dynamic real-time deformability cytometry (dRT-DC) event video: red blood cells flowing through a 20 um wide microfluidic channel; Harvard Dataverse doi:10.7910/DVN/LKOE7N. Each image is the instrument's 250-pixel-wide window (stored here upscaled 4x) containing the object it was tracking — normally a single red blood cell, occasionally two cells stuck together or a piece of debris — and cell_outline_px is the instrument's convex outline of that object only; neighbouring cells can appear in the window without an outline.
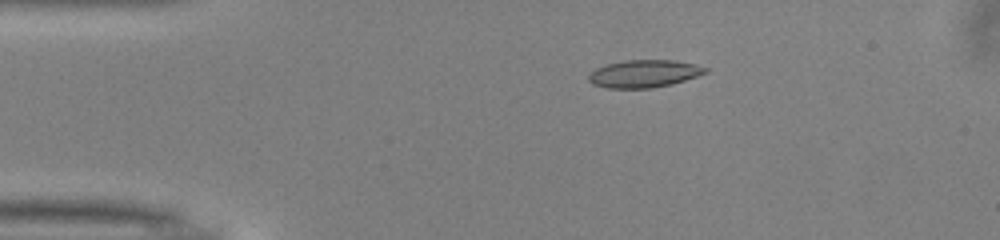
{"species": "common noctule bat (a hibernating species)", "species_latin": "Nyctalus noctula", "temperature_condition": "warm", "stored_images_in_passage": 42, "camera_frame_rate_fps": 3000, "um_per_image_px": 0.085, "animal": {"sex": "male", "body_mass_g": 13.0, "forearm_length_mm": 53.1}, "frame": {"image": 1, "passage_image": 10, "time_ms": 3.0, "image_size_px": [1000, 240], "cell_outline_px": [[708, 72], [672, 84], [652, 88], [608, 88], [592, 84], [588, 80], [588, 76], [596, 68], [608, 64], [624, 60], [672, 60], [696, 64], [708, 68]], "centroid_in_image_um": [54.75, 6.26], "position_along_channel_um": 30.3, "area_um2": 18.67}}
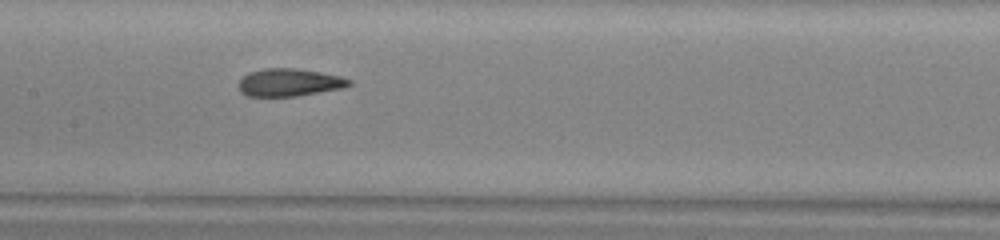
{"frame": {"image": 2, "passage_image": 25, "time_ms": 8.0, "image_size_px": [1000, 240], "cell_outline_px": [[352, 84], [340, 88], [296, 96], [248, 96], [240, 92], [240, 80], [248, 72], [264, 68], [296, 68], [320, 72], [340, 76], [352, 80]], "centroid_in_image_um": [24.58, 7.0], "position_along_channel_um": 182.8, "area_um2": 17.63}}
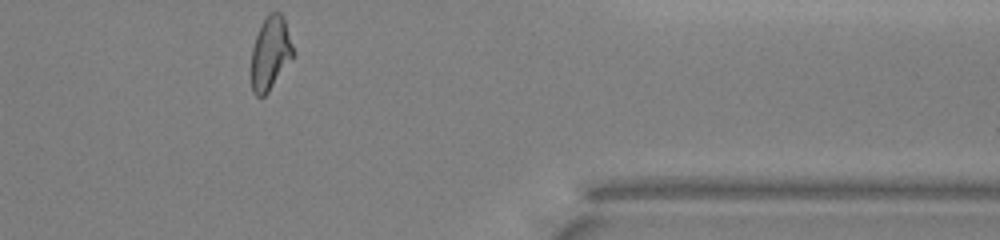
{"frame": {"image": 3, "passage_image": 42, "time_ms": 13.667, "image_size_px": [1000, 240], "cell_outline_px": [[292, 56], [268, 92], [264, 96], [256, 96], [252, 92], [252, 48], [256, 36], [268, 12], [280, 12], [284, 16], [292, 44]], "centroid_in_image_um": [22.96, 4.49], "position_along_channel_um": 388.4, "area_um2": 17.34}, "authors_computed_cell_mechanics": {"area_um2": 18.3226, "velocity_mm_per_s": 4.0338, "shape_relaxation_time_tau1_ms": 7.4229, "shape_relaxation_time_tau2_ms": 1.8705, "deformation_change_tau1": 0.2241, "deformation_change_tau2": 0.0852}}